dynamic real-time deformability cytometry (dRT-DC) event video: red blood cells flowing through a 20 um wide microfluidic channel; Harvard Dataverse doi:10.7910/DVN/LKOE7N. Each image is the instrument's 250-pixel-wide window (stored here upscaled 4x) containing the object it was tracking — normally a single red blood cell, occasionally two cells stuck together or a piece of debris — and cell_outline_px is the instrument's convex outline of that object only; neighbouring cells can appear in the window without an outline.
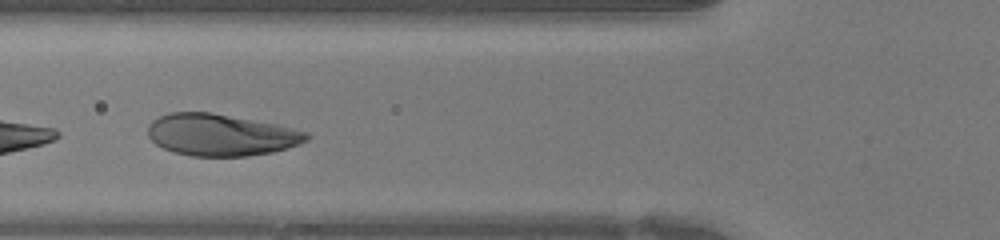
{"species": "human", "species_latin": "Homo sapiens", "temperature_condition": "warm", "stored_images_in_passage": 16, "camera_frame_rate_fps": 3000, "um_per_image_px": 0.085, "donor": {"sex": "female"}, "frame": {"image": 1, "passage_image": 9, "time_ms": 2.667, "image_size_px": [1000, 240], "cell_outline_px": [[312, 136], [308, 140], [300, 144], [272, 152], [248, 156], [192, 156], [176, 152], [164, 148], [156, 144], [148, 136], [148, 124], [152, 120], [168, 112], [212, 112], [276, 124], [308, 132]], "centroid_in_image_um": [18.78, 11.46], "position_along_channel_um": 107.0, "area_um2": 38.73}}
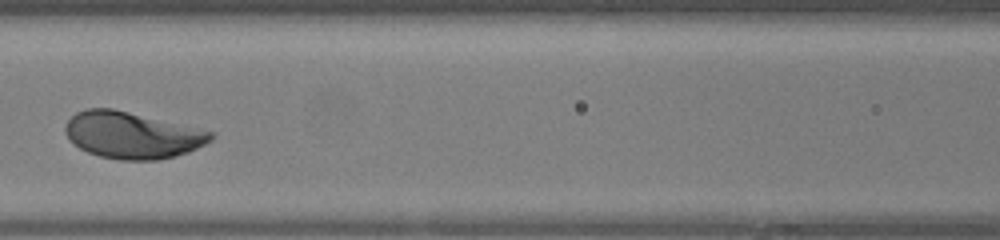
{"frame": {"image": 2, "passage_image": 12, "time_ms": 3.667, "image_size_px": [1000, 240], "cell_outline_px": [[216, 136], [212, 140], [188, 152], [156, 160], [120, 160], [100, 156], [88, 152], [80, 148], [64, 132], [64, 124], [76, 112], [84, 108], [112, 108], [216, 132]], "centroid_in_image_um": [11.23, 11.48], "position_along_channel_um": 155.4, "area_um2": 39.42}}
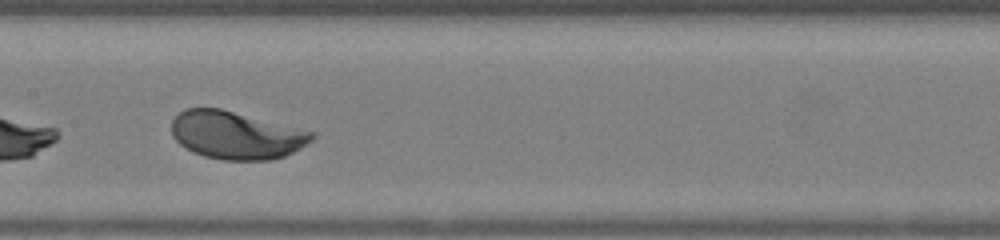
{"frame": {"image": 3, "passage_image": 14, "time_ms": 4.333, "image_size_px": [1000, 240], "cell_outline_px": [[316, 136], [312, 140], [300, 148], [284, 156], [272, 160], [224, 160], [204, 156], [192, 152], [180, 144], [172, 136], [172, 120], [184, 108], [220, 108], [316, 132]], "centroid_in_image_um": [20.07, 11.49], "position_along_channel_um": 187.3, "area_um2": 39.13}}